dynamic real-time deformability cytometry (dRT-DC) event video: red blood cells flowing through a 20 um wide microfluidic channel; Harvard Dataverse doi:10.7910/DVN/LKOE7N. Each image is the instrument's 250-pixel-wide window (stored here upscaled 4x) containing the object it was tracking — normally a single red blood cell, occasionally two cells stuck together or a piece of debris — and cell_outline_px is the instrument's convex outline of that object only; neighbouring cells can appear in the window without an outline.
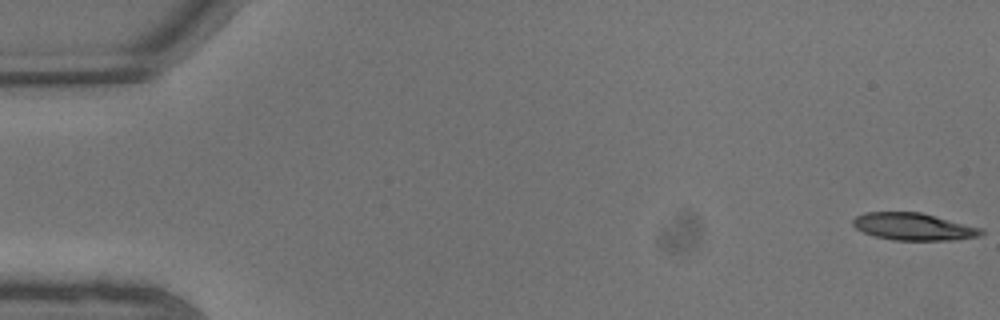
{"species": "common noctule bat (a hibernating species)", "species_latin": "Nyctalus noctula", "temperature_condition": "warm", "stored_images_in_passage": 9, "segment_of_instrument_passage": [1, 2], "camera_frame_rate_fps": 3000, "um_per_image_px": 0.085, "animal": {"sex": "male", "body_mass_g": 13.3}, "frame": {"image": 1, "passage_image": 1, "time_ms": 0.0, "image_size_px": [1000, 320], "cell_outline_px": [[984, 232], [980, 236], [952, 240], [892, 240], [876, 236], [864, 232], [856, 228], [852, 224], [852, 220], [856, 216], [864, 212], [920, 212], [980, 228]], "centroid_in_image_um": [77.61, 19.26], "position_along_channel_um": 7.4, "area_um2": 20.11}}
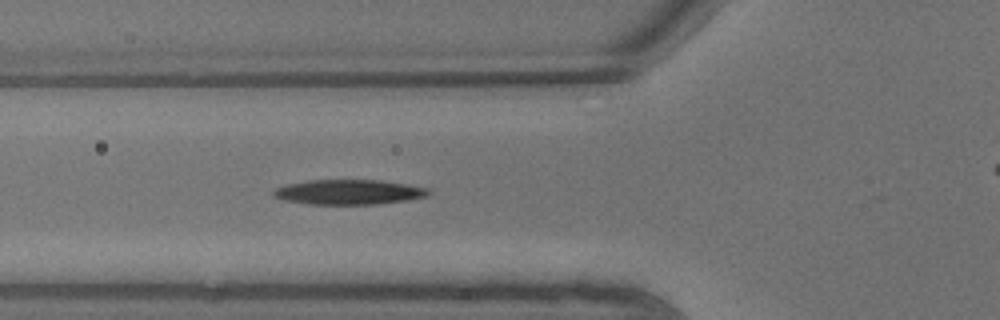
{"frame": {"image": 2, "passage_image": 8, "time_ms": 2.333, "image_size_px": [1000, 320], "cell_outline_px": [[432, 192], [428, 196], [404, 200], [376, 204], [308, 204], [284, 200], [272, 196], [272, 192], [276, 188], [288, 184], [308, 180], [380, 180], [428, 188]], "centroid_in_image_um": [29.62, 16.32], "position_along_channel_um": 96.2, "area_um2": 22.37}}